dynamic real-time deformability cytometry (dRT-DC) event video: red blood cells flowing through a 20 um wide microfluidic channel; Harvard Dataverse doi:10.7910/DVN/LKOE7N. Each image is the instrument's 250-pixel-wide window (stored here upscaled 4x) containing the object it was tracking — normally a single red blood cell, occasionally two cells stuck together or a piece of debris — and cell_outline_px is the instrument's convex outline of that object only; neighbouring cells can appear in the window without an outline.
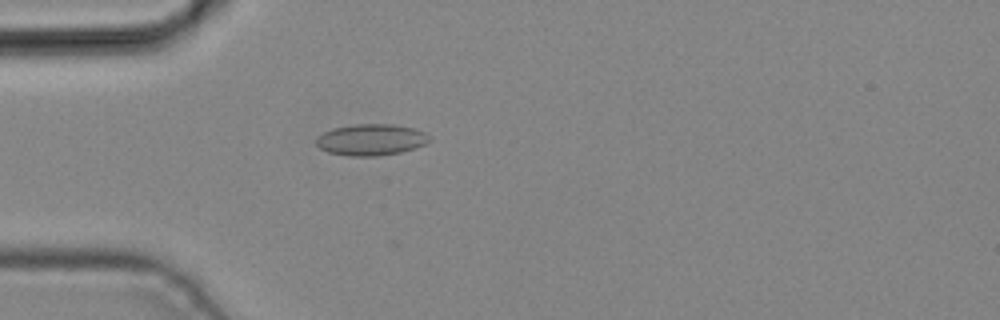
{"species": "common noctule bat (a hibernating species)", "species_latin": "Nyctalus noctula", "temperature_condition": "cold", "stored_images_in_passage": 3, "camera_frame_rate_fps": 3000, "um_per_image_px": 0.085, "animal": {"sex": "male", "body_mass_g": 19.2, "forearm_length_mm": 51.8}, "frame": {"image": 1, "passage_image": 3, "time_ms": 0.667, "image_size_px": [1000, 320], "cell_outline_px": [[432, 140], [416, 148], [400, 152], [376, 156], [348, 156], [328, 152], [320, 148], [316, 144], [316, 136], [332, 128], [356, 124], [392, 124], [416, 128], [424, 132]], "centroid_in_image_um": [31.54, 11.87], "position_along_channel_um": 53.5, "area_um2": 20.81}}